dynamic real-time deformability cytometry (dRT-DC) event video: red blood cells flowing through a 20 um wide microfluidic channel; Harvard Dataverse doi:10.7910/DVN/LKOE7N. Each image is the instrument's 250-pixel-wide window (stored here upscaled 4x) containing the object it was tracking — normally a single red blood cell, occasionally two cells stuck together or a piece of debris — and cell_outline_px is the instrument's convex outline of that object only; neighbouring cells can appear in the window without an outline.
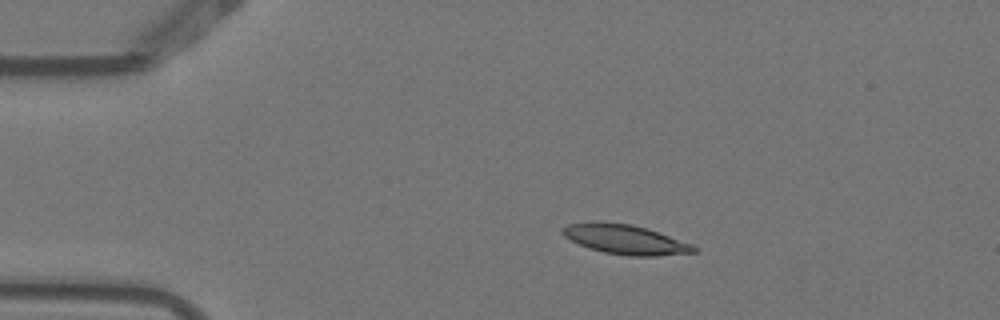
{"species": "Egyptian fruit bat (a non-hibernating species)", "species_latin": "Rousettus aegyptiacus", "temperature_condition": "warm", "stored_images_in_passage": 5, "camera_frame_rate_fps": 3000, "um_per_image_px": 0.085, "animal": {"sex": "female"}, "frame": {"image": 1, "passage_image": 3, "time_ms": 0.667, "image_size_px": [1000, 320], "cell_outline_px": [[696, 252], [656, 256], [628, 256], [604, 252], [588, 248], [564, 236], [560, 232], [560, 228], [568, 224], [628, 224], [644, 228], [692, 244], [696, 248]], "centroid_in_image_um": [53.16, 20.4], "position_along_channel_um": 31.8, "area_um2": 21.62}}